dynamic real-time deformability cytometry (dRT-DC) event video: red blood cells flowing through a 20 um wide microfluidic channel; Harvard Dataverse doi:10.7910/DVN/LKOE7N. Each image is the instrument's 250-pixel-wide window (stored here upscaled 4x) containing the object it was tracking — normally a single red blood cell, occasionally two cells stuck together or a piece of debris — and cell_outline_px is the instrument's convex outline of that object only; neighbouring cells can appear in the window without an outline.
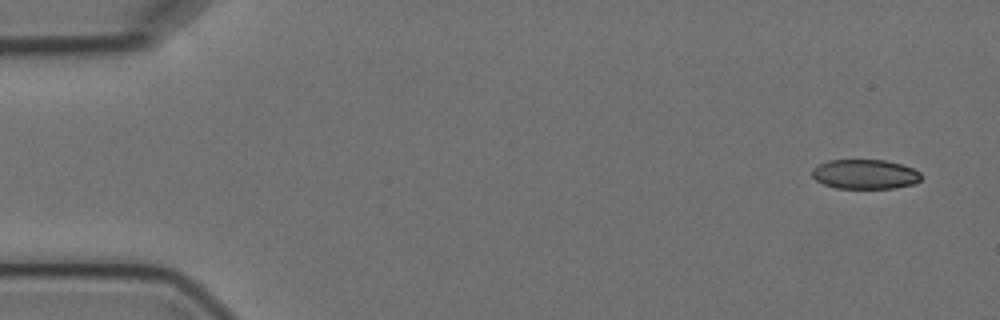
{"species": "Egyptian fruit bat (a non-hibernating species)", "species_latin": "Rousettus aegyptiacus", "temperature_condition": "cold", "stored_images_in_passage": 3, "camera_frame_rate_fps": 3000, "um_per_image_px": 0.085, "animal": {"sex": "female"}, "frame": {"image": 1, "passage_image": 1, "time_ms": 0.0, "image_size_px": [1000, 320], "cell_outline_px": [[920, 180], [912, 184], [896, 188], [836, 188], [824, 184], [816, 180], [812, 176], [812, 168], [816, 164], [828, 160], [884, 160], [900, 164], [912, 168], [920, 172]], "centroid_in_image_um": [73.48, 14.8], "position_along_channel_um": 11.5, "area_um2": 18.79}}